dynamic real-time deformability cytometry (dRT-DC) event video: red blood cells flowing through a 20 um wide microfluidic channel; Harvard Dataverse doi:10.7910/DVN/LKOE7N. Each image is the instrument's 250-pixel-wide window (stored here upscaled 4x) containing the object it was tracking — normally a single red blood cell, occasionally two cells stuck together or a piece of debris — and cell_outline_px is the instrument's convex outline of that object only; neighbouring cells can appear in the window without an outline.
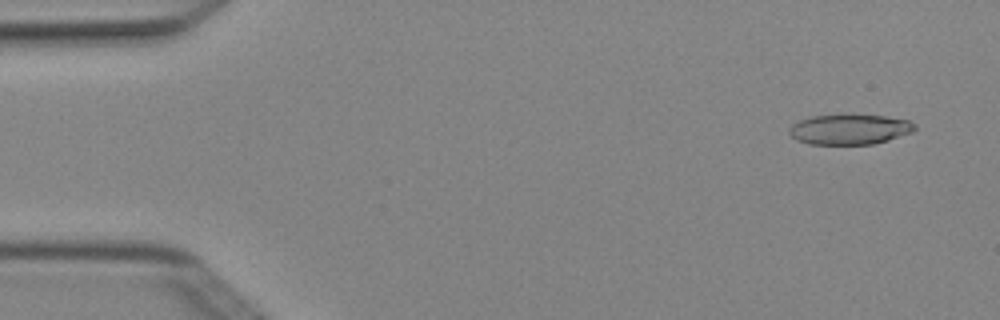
{"species": "Egyptian fruit bat (a non-hibernating species)", "species_latin": "Rousettus aegyptiacus", "temperature_condition": "cold", "stored_images_in_passage": 4, "camera_frame_rate_fps": 3000, "um_per_image_px": 0.085, "animal": {"sex": "female"}, "frame": {"image": 1, "passage_image": 1, "time_ms": 0.0, "image_size_px": [1000, 320], "cell_outline_px": [[916, 128], [912, 132], [888, 140], [872, 144], [808, 144], [796, 140], [788, 132], [788, 128], [792, 124], [800, 120], [812, 116], [840, 112], [852, 112], [884, 116], [908, 120], [916, 124]], "centroid_in_image_um": [72.19, 10.95], "position_along_channel_um": 12.8, "area_um2": 22.95}}
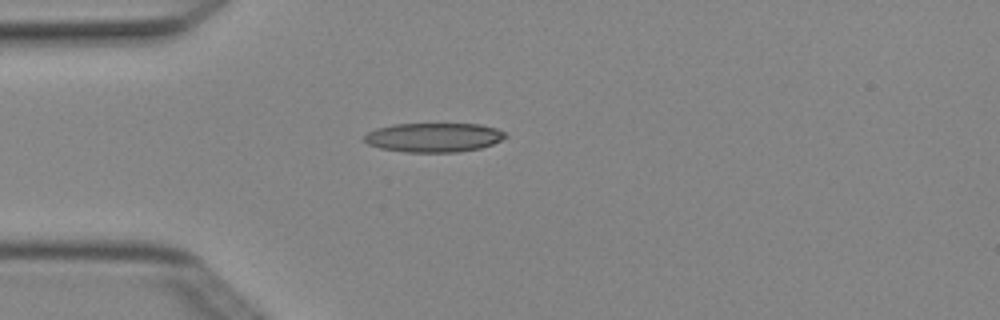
{"frame": {"image": 2, "passage_image": 4, "time_ms": 1.0, "image_size_px": [1000, 320], "cell_outline_px": [[508, 136], [492, 144], [480, 148], [460, 152], [404, 152], [380, 148], [368, 144], [364, 140], [364, 136], [368, 132], [376, 128], [392, 124], [480, 124], [496, 128], [504, 132]], "centroid_in_image_um": [36.86, 11.68], "position_along_channel_um": 48.1, "area_um2": 24.04}}